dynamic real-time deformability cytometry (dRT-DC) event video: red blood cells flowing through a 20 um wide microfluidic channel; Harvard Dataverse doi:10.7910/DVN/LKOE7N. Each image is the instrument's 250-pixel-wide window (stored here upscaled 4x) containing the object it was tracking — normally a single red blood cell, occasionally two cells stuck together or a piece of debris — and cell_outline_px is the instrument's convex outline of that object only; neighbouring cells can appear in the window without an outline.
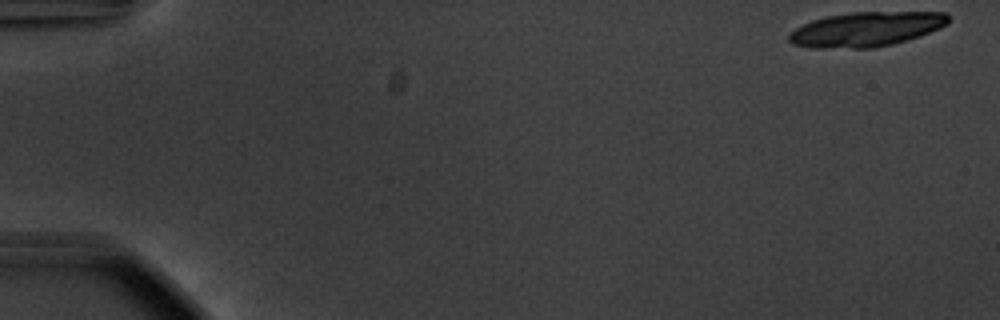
{"species": "common noctule bat (a hibernating species)", "species_latin": "Nyctalus noctula", "temperature_condition": "warm", "stored_images_in_passage": 20, "camera_frame_rate_fps": 3000, "um_per_image_px": 0.085, "animal": {"sex": "male", "body_mass_g": 20.1, "forearm_length_mm": 53.5}, "frame": {"image": 1, "passage_image": 1, "time_ms": 0.0, "image_size_px": [1000, 320], "cell_outline_px": [[948, 24], [940, 28], [920, 36], [908, 40], [892, 44], [872, 48], [808, 48], [792, 44], [788, 40], [788, 36], [796, 28], [812, 20], [828, 16], [852, 12], [948, 12]], "centroid_in_image_um": [73.63, 2.49], "position_along_channel_um": 11.4, "area_um2": 32.19}}